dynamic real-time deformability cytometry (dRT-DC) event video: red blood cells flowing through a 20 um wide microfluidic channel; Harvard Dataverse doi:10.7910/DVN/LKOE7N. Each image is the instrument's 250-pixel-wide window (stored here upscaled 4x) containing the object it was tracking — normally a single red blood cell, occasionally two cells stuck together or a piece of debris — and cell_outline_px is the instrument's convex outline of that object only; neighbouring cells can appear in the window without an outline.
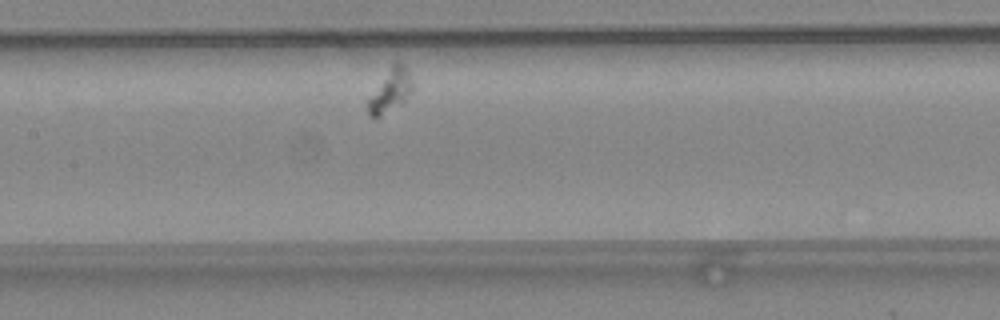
{"species": "common noctule bat (a hibernating species)", "species_latin": "Nyctalus noctula", "temperature_condition": "warm", "stored_images_in_passage": 25, "camera_frame_rate_fps": 3000, "um_per_image_px": 0.085, "animal": {"sex": "female", "body_mass_g": 24.6, "forearm_length_mm": 56.2}, "frame": {"image": 1, "passage_image": 9, "time_ms": 2.667, "image_size_px": [1000, 320], "cell_outline_px": [[412, 88], [404, 100], [380, 116], [368, 116], [368, 100], [392, 64], [396, 60], [404, 64], [408, 72], [412, 84]], "centroid_in_image_um": [33.18, 7.66], "position_along_channel_um": 174.2, "area_um2": 10.4}}
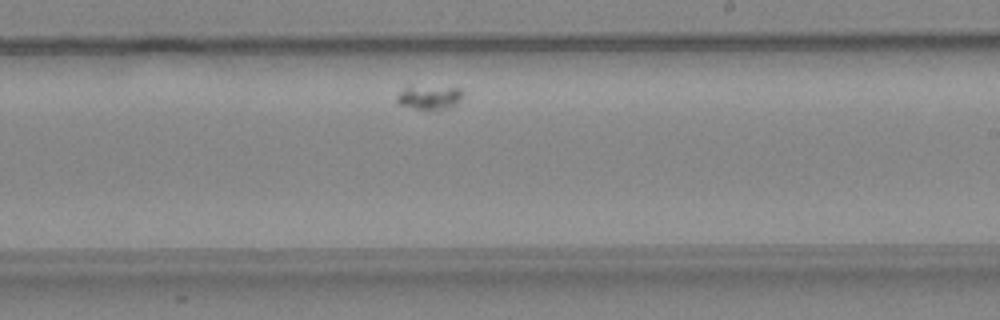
{"frame": {"image": 2, "passage_image": 15, "time_ms": 4.667, "image_size_px": [1000, 320], "cell_outline_px": [[464, 96], [456, 104], [448, 108], [436, 112], [412, 108], [396, 104], [396, 96], [408, 84], [464, 88]], "centroid_in_image_um": [36.5, 8.26], "position_along_channel_um": 252.5, "area_um2": 10.17}}
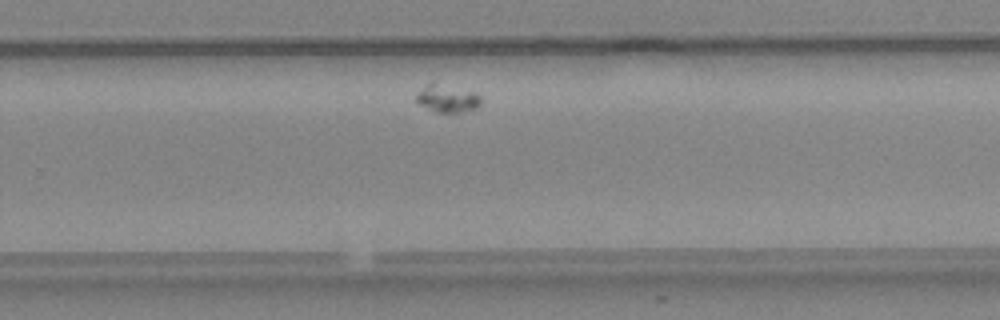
{"frame": {"image": 3, "passage_image": 18, "time_ms": 5.667, "image_size_px": [1000, 320], "cell_outline_px": [[480, 104], [476, 108], [464, 112], [436, 112], [420, 104], [416, 100], [416, 96], [432, 80], [476, 92], [480, 96]], "centroid_in_image_um": [38.05, 8.34], "position_along_channel_um": 291.7, "area_um2": 10.46}}